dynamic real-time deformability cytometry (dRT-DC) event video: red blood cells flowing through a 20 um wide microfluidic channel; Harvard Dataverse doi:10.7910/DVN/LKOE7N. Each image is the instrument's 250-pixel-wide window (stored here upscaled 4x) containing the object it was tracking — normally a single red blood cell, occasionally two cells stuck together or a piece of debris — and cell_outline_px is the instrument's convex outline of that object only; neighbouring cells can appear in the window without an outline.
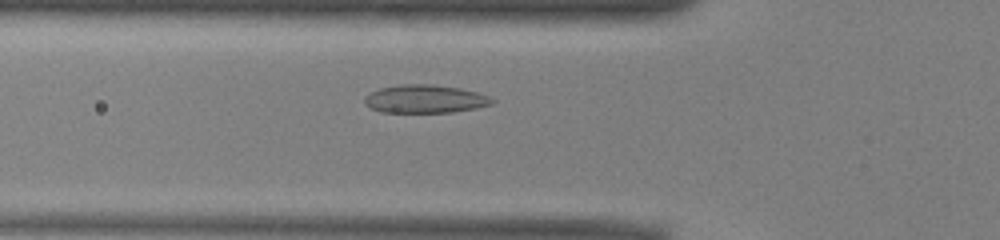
{"species": "common noctule bat (a hibernating species)", "species_latin": "Nyctalus noctula", "temperature_condition": "warm", "stored_images_in_passage": 37, "camera_frame_rate_fps": 3000, "um_per_image_px": 0.085, "animal": {"sex": "male", "body_mass_g": 13.0, "forearm_length_mm": 53.1}, "frame": {"image": 1, "passage_image": 14, "time_ms": 4.333, "image_size_px": [1000, 240], "cell_outline_px": [[496, 100], [492, 104], [476, 108], [452, 112], [380, 112], [364, 104], [364, 96], [368, 92], [380, 88], [400, 84], [432, 84], [460, 88], [476, 92], [488, 96]], "centroid_in_image_um": [36.1, 8.4], "position_along_channel_um": 89.7, "area_um2": 21.04}}
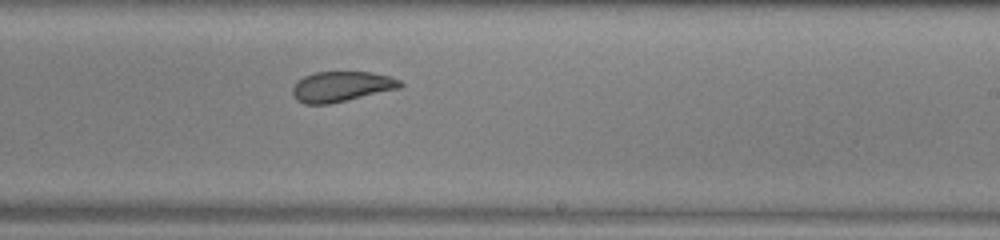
{"frame": {"image": 2, "passage_image": 27, "time_ms": 8.667, "image_size_px": [1000, 240], "cell_outline_px": [[404, 84], [400, 88], [328, 104], [304, 104], [296, 100], [292, 96], [292, 88], [304, 76], [316, 72], [372, 72], [388, 76], [400, 80]], "centroid_in_image_um": [29.01, 7.36], "position_along_channel_um": 260.0, "area_um2": 18.84}}
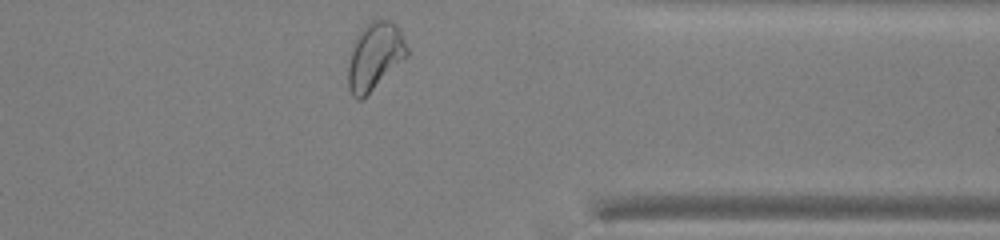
{"frame": {"image": 3, "passage_image": 37, "time_ms": 12.0, "image_size_px": [1000, 240], "cell_outline_px": [[408, 56], [360, 100], [356, 100], [352, 96], [348, 88], [348, 64], [352, 44], [360, 32], [372, 20], [392, 20], [396, 24], [408, 48]], "centroid_in_image_um": [31.84, 4.78], "position_along_channel_um": 379.6, "area_um2": 22.77}, "authors_computed_cell_mechanics": {"area_um2": 20.5768, "velocity_mm_per_s": 3.929, "shape_relaxation_time_tau1_ms": 7.3342, "shape_relaxation_time_tau2_ms": 1.2965, "deformation_change_tau1": 0.1545, "deformation_change_tau2": 0.0624}}